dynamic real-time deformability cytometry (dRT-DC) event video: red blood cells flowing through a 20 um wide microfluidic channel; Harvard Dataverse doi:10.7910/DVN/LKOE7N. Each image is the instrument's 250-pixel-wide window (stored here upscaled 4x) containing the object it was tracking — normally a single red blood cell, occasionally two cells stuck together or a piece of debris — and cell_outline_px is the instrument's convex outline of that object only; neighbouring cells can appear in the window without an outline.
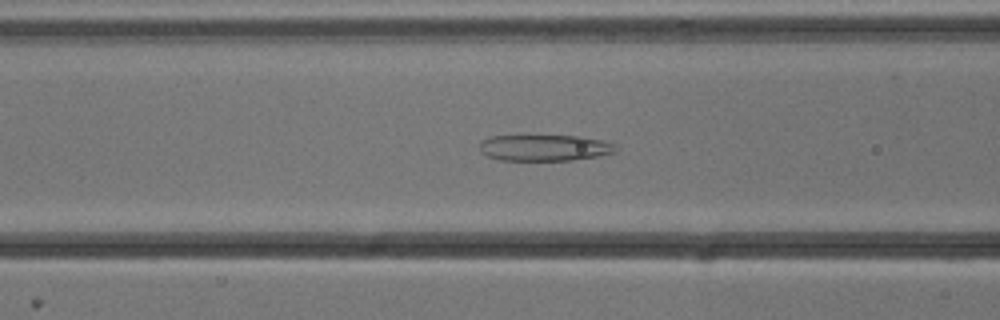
{"species": "common noctule bat (a hibernating species)", "species_latin": "Nyctalus noctula", "temperature_condition": "cold", "stored_images_in_passage": 46, "camera_frame_rate_fps": 3000, "um_per_image_px": 0.085, "animal": {"sex": "male", "body_mass_g": 13.3}, "frame": {"image": 1, "passage_image": 20, "time_ms": 6.333, "image_size_px": [1000, 320], "cell_outline_px": [[616, 152], [600, 156], [572, 160], [500, 160], [488, 156], [480, 152], [480, 140], [492, 136], [580, 136], [604, 140], [616, 144]], "centroid_in_image_um": [46.31, 12.56], "position_along_channel_um": 120.3, "area_um2": 20.92}}
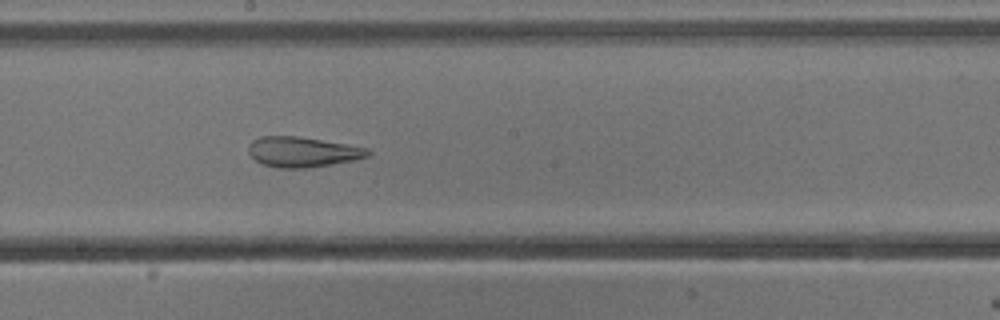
{"frame": {"image": 2, "passage_image": 28, "time_ms": 9.0, "image_size_px": [1000, 320], "cell_outline_px": [[372, 152], [368, 156], [352, 160], [308, 168], [280, 168], [264, 164], [256, 160], [248, 152], [248, 144], [252, 140], [260, 136], [296, 136], [368, 148]], "centroid_in_image_um": [25.68, 12.91], "position_along_channel_um": 222.5, "area_um2": 20.75}}
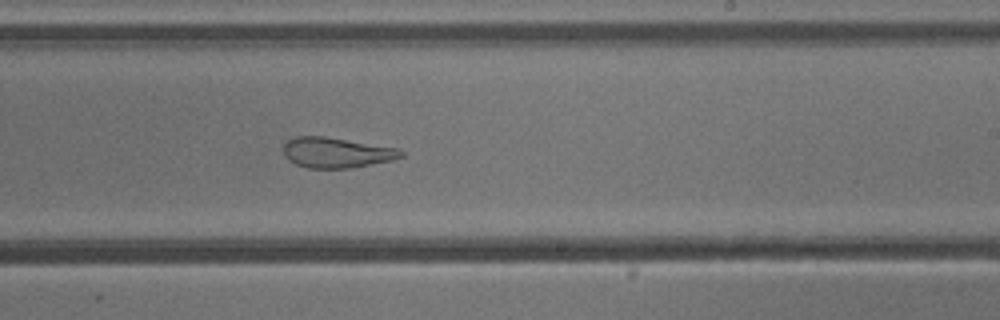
{"frame": {"image": 3, "passage_image": 31, "time_ms": 10.0, "image_size_px": [1000, 320], "cell_outline_px": [[404, 156], [392, 160], [352, 168], [308, 168], [296, 164], [288, 160], [284, 156], [284, 144], [288, 140], [296, 136], [324, 136], [400, 148], [404, 152]], "centroid_in_image_um": [28.62, 12.97], "position_along_channel_um": 260.4, "area_um2": 20.92}, "authors_computed_cell_mechanics": {"area_um2": 27.8018, "velocity_mm_per_s": 3.8105, "shape_relaxation_time_tau1_ms": null, "shape_relaxation_time_tau2_ms": 1.0654, "deformation_change_tau1": null, "deformation_change_tau2": 0.0975}}